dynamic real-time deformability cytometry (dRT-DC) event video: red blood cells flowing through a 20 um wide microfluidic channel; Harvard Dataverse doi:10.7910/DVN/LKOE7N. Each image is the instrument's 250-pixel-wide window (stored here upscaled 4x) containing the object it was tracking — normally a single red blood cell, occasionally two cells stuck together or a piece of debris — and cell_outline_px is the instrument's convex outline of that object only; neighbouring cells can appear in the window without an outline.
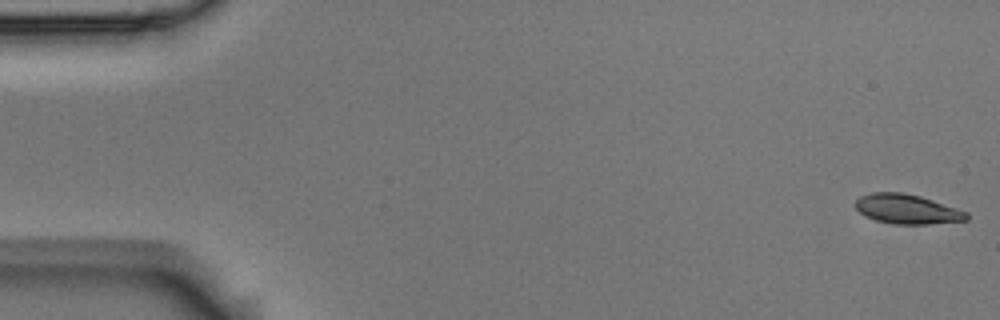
{"species": "Egyptian fruit bat (a non-hibernating species)", "species_latin": "Rousettus aegyptiacus", "temperature_condition": "room temperature", "stored_images_in_passage": 5, "camera_frame_rate_fps": 3000, "um_per_image_px": 0.085, "animal": {"sex": "male"}, "frame": {"image": 1, "passage_image": 1, "time_ms": 0.0, "image_size_px": [1000, 320], "cell_outline_px": [[968, 220], [928, 224], [892, 224], [876, 220], [860, 212], [852, 204], [860, 196], [872, 192], [900, 192], [920, 196], [968, 212]], "centroid_in_image_um": [77.08, 17.77], "position_along_channel_um": 7.9, "area_um2": 19.07}}